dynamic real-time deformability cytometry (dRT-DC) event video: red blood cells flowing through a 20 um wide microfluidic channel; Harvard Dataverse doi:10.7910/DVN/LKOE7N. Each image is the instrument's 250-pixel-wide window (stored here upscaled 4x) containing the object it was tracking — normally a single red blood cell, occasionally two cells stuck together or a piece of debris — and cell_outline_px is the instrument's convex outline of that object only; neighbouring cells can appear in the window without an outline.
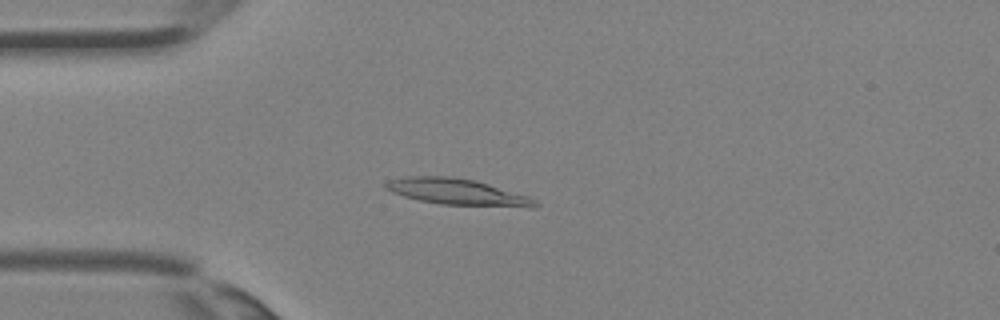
{"species": "Egyptian fruit bat (a non-hibernating species)", "species_latin": "Rousettus aegyptiacus", "temperature_condition": "room temperature", "stored_images_in_passage": 35, "camera_frame_rate_fps": 3000, "um_per_image_px": 0.085, "animal": {"sex": "female"}, "frame": {"image": 1, "passage_image": 9, "time_ms": 2.667, "image_size_px": [1000, 320], "cell_outline_px": [[540, 204], [532, 208], [528, 208], [440, 204], [420, 200], [404, 196], [392, 192], [384, 188], [384, 184], [388, 180], [404, 176], [452, 176], [476, 180], [528, 196], [536, 200]], "centroid_in_image_um": [38.9, 16.31], "position_along_channel_um": 46.1, "area_um2": 23.12}}
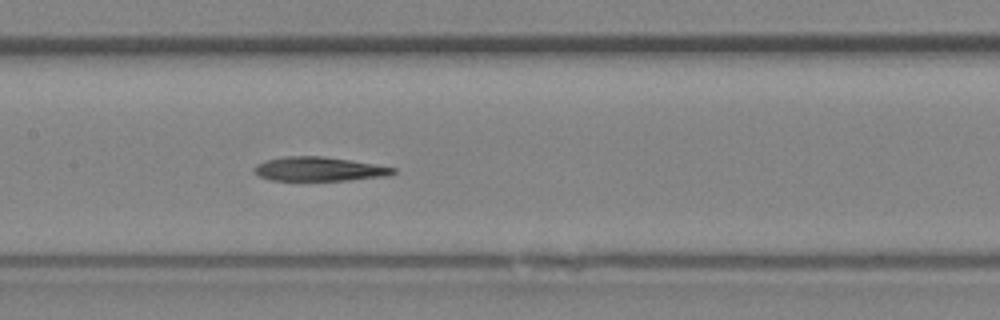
{"frame": {"image": 2, "passage_image": 17, "time_ms": 5.333, "image_size_px": [1000, 320], "cell_outline_px": [[396, 172], [388, 176], [348, 180], [272, 180], [260, 176], [252, 168], [256, 164], [268, 160], [288, 156], [320, 156], [376, 164], [396, 168]], "centroid_in_image_um": [27.15, 14.37], "position_along_channel_um": 180.2, "area_um2": 19.25}}
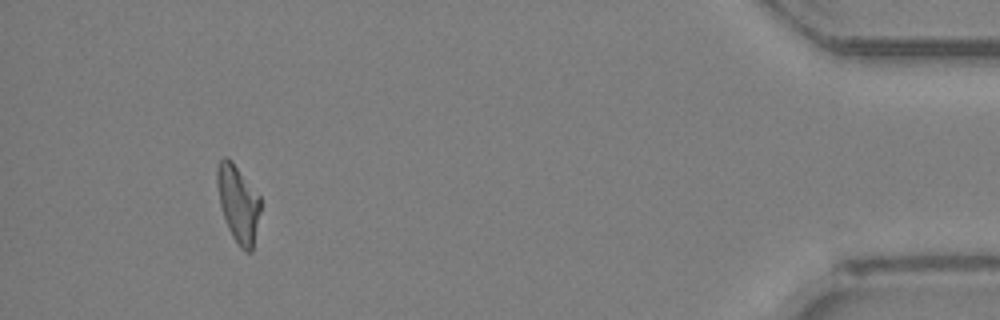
{"frame": {"image": 3, "passage_image": 33, "time_ms": 10.667, "image_size_px": [1000, 320], "cell_outline_px": [[260, 212], [252, 252], [244, 252], [240, 248], [232, 236], [228, 228], [220, 204], [216, 184], [216, 164], [224, 156], [228, 156], [232, 160], [260, 196]], "centroid_in_image_um": [20.23, 17.28], "position_along_channel_um": 415.0, "area_um2": 19.65}}